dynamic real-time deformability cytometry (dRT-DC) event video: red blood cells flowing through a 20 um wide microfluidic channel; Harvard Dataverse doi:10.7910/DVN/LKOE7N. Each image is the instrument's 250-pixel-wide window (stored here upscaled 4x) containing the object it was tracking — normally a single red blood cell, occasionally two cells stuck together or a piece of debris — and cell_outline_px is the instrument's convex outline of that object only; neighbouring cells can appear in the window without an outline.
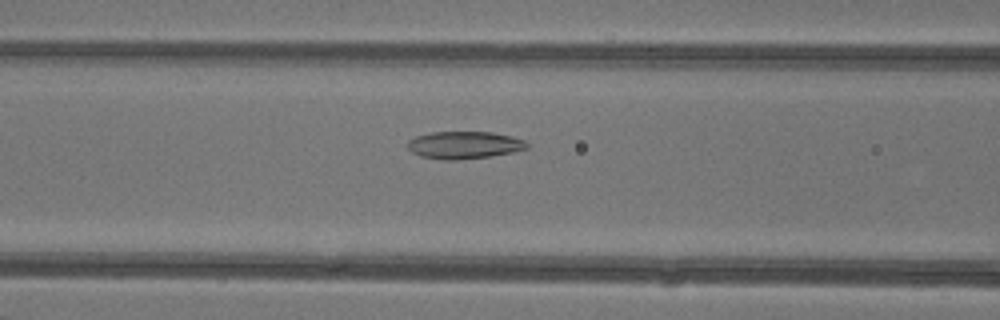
{"species": "common noctule bat (a hibernating species)", "species_latin": "Nyctalus noctula", "temperature_condition": "warm", "stored_images_in_passage": 33, "camera_frame_rate_fps": 3000, "um_per_image_px": 0.085, "animal": {"sex": "female"}, "frame": {"image": 1, "passage_image": 6, "time_ms": 1.667, "image_size_px": [1000, 320], "cell_outline_px": [[528, 148], [512, 152], [488, 156], [456, 160], [444, 160], [420, 156], [412, 152], [408, 148], [408, 140], [416, 136], [432, 132], [492, 132], [512, 136], [524, 140], [528, 144]], "centroid_in_image_um": [39.45, 12.32], "position_along_channel_um": 127.2, "area_um2": 18.96}}
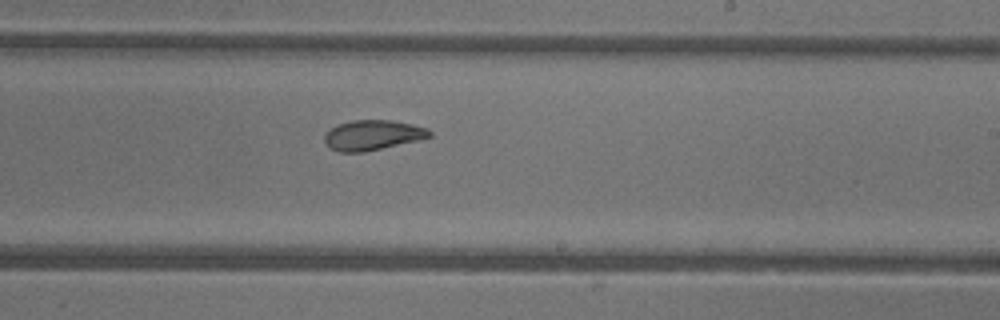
{"frame": {"image": 2, "passage_image": 15, "time_ms": 4.667, "image_size_px": [1000, 320], "cell_outline_px": [[432, 136], [420, 140], [364, 152], [340, 152], [328, 148], [324, 140], [324, 136], [336, 124], [352, 120], [392, 120], [412, 124], [428, 128], [432, 132]], "centroid_in_image_um": [31.69, 11.48], "position_along_channel_um": 257.3, "area_um2": 18.55}}
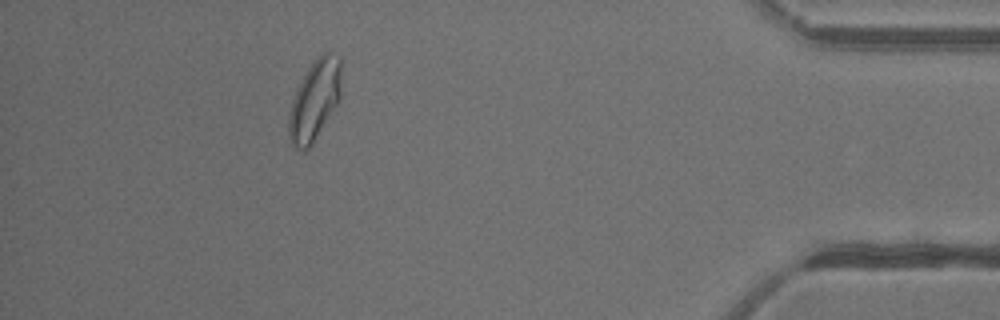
{"frame": {"image": 3, "passage_image": 29, "time_ms": 9.333, "image_size_px": [1000, 320], "cell_outline_px": [[340, 100], [308, 148], [304, 152], [296, 148], [292, 144], [288, 136], [288, 116], [292, 100], [296, 88], [308, 68], [316, 56], [320, 52], [328, 52], [340, 56]], "centroid_in_image_um": [26.72, 8.48], "position_along_channel_um": 408.5, "area_um2": 24.51}, "authors_computed_cell_mechanics": {"area_um2": 19.0162, "velocity_mm_per_s": 4.3512, "shape_relaxation_time_tau1_ms": 2.3339, "shape_relaxation_time_tau2_ms": 1.3173, "deformation_change_tau1": 0.1146, "deformation_change_tau2": 0.0715}}